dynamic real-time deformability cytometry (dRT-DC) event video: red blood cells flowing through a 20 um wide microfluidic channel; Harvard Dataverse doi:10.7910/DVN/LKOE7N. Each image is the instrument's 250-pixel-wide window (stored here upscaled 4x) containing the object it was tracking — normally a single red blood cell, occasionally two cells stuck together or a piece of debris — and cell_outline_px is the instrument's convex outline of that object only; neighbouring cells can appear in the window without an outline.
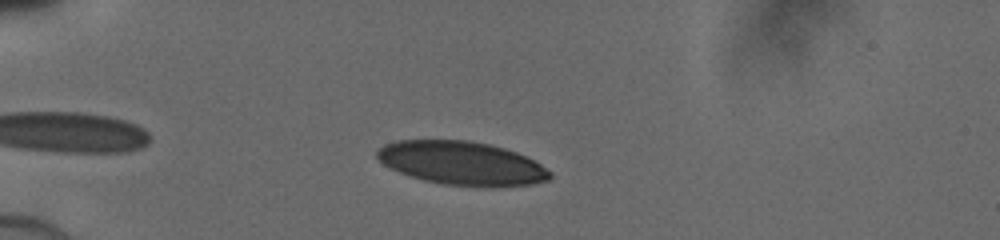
{"species": "human", "species_latin": "Homo sapiens", "temperature_condition": "cold", "stored_images_in_passage": 44, "camera_frame_rate_fps": 3000, "um_per_image_px": 0.085, "donor": {"sex": "male"}, "frame": {"image": 1, "passage_image": 8, "time_ms": 2.333, "image_size_px": [1000, 240], "cell_outline_px": [[552, 176], [548, 180], [532, 184], [484, 188], [444, 184], [424, 180], [400, 172], [384, 164], [376, 156], [376, 152], [384, 144], [396, 140], [468, 140], [488, 144], [504, 148], [516, 152], [540, 164], [552, 172]], "centroid_in_image_um": [39.27, 13.88], "position_along_channel_um": 45.7, "area_um2": 43.87}}
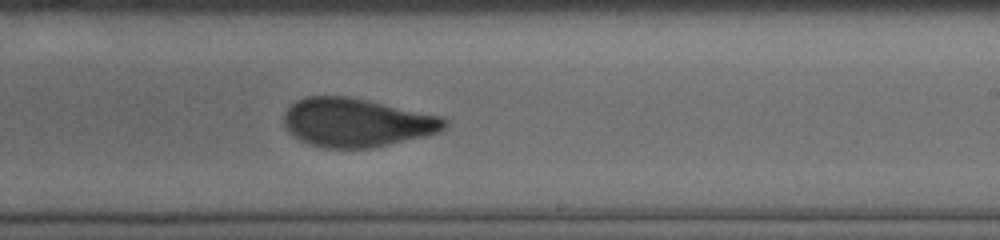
{"frame": {"image": 2, "passage_image": 26, "time_ms": 8.333, "image_size_px": [1000, 240], "cell_outline_px": [[448, 124], [440, 132], [428, 136], [368, 148], [324, 148], [308, 144], [292, 136], [288, 132], [284, 124], [284, 112], [296, 100], [308, 96], [348, 96], [368, 100], [444, 116], [448, 120]], "centroid_in_image_um": [30.33, 10.41], "position_along_channel_um": 258.7, "area_um2": 45.95}}
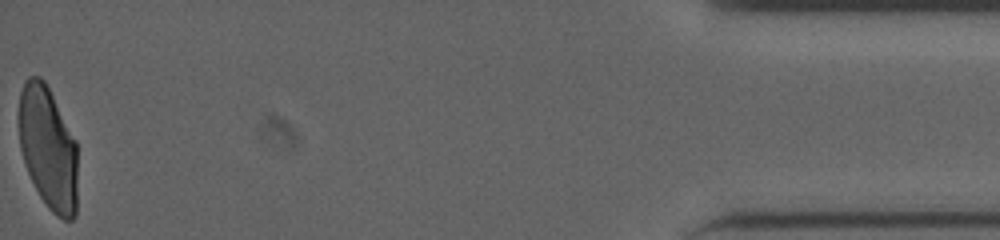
{"frame": {"image": 3, "passage_image": 44, "time_ms": 14.333, "image_size_px": [1000, 240], "cell_outline_px": [[76, 216], [72, 220], [64, 220], [56, 216], [48, 208], [40, 196], [28, 172], [20, 148], [16, 120], [20, 92], [24, 80], [28, 76], [40, 76], [44, 80], [76, 140]], "centroid_in_image_um": [4.05, 12.55], "position_along_channel_um": 431.2, "area_um2": 42.54}}